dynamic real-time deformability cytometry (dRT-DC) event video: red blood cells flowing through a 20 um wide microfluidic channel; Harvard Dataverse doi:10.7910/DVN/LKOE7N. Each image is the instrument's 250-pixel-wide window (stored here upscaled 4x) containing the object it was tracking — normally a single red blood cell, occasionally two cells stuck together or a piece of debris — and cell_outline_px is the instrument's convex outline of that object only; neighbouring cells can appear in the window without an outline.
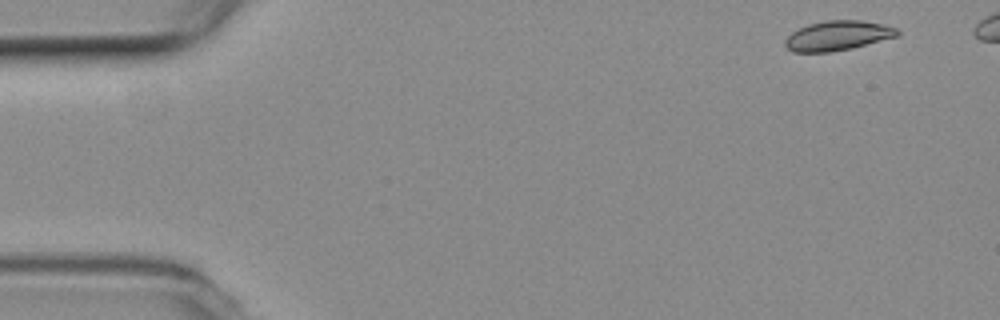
{"species": "common noctule bat (a hibernating species)", "species_latin": "Nyctalus noctula", "temperature_condition": "room temperature", "stored_images_in_passage": 46, "camera_frame_rate_fps": 3000, "um_per_image_px": 0.085, "animal": {"sex": "female", "body_mass_g": 19.3, "forearm_length_mm": 54.1}, "frame": {"image": 1, "passage_image": 1, "time_ms": 0.0, "image_size_px": [1000, 320], "cell_outline_px": [[900, 32], [896, 36], [852, 48], [828, 52], [792, 52], [784, 44], [784, 40], [792, 32], [808, 24], [824, 20], [860, 20], [884, 24], [896, 28]], "centroid_in_image_um": [71.18, 3.02], "position_along_channel_um": 13.8, "area_um2": 19.31}}
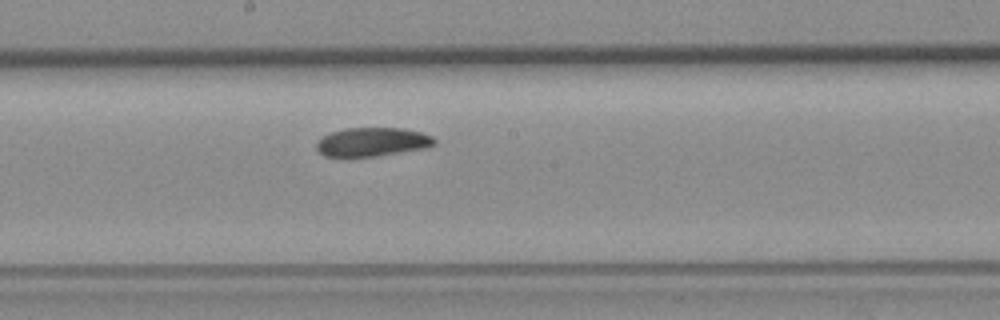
{"frame": {"image": 2, "passage_image": 26, "time_ms": 8.333, "image_size_px": [1000, 320], "cell_outline_px": [[436, 144], [428, 148], [376, 156], [324, 156], [316, 148], [316, 140], [332, 132], [344, 128], [404, 128], [420, 132], [432, 136], [436, 140]], "centroid_in_image_um": [31.67, 12.06], "position_along_channel_um": 216.5, "area_um2": 19.83}}
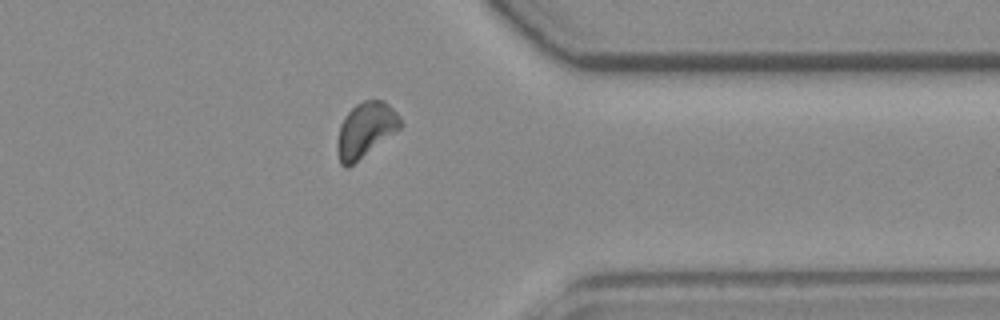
{"frame": {"image": 3, "passage_image": 40, "time_ms": 13.0, "image_size_px": [1000, 320], "cell_outline_px": [[400, 128], [348, 168], [344, 168], [340, 164], [336, 148], [336, 144], [340, 124], [344, 116], [356, 104], [364, 100], [384, 100], [400, 116]], "centroid_in_image_um": [31.02, 11.04], "position_along_channel_um": 380.4, "area_um2": 20.06}, "authors_computed_cell_mechanics": {"area_um2": 20.0566, "velocity_mm_per_s": 3.7448, "shape_relaxation_time_tau1_ms": 3.1493, "shape_relaxation_time_tau2_ms": 3.743, "deformation_change_tau1": 0.0948, "deformation_change_tau2": 0.0824}}